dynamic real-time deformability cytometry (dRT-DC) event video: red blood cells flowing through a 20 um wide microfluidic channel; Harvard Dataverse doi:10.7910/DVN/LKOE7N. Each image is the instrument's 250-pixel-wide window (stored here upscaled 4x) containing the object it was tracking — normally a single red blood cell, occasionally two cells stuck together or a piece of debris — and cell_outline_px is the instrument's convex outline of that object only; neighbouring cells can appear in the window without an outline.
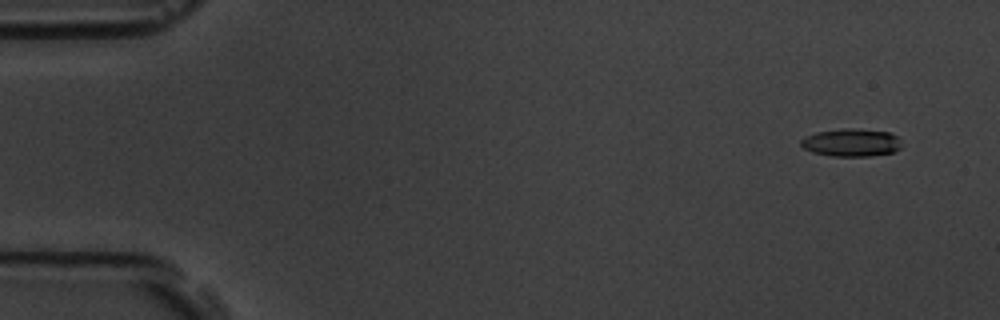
{"species": "common noctule bat (a hibernating species)", "species_latin": "Nyctalus noctula", "temperature_condition": "room temperature", "stored_images_in_passage": 6, "camera_frame_rate_fps": 3000, "um_per_image_px": 0.085, "animal": {"sex": "male", "body_mass_g": 19.5, "forearm_length_mm": 54.6}, "frame": {"image": 1, "passage_image": 1, "time_ms": 0.0, "image_size_px": [1000, 320], "cell_outline_px": [[900, 148], [896, 152], [872, 156], [832, 156], [812, 152], [804, 148], [800, 144], [800, 140], [816, 132], [840, 128], [852, 128], [888, 132], [896, 136], [900, 140]], "centroid_in_image_um": [72.37, 12.12], "position_along_channel_um": 12.6, "area_um2": 16.36}}
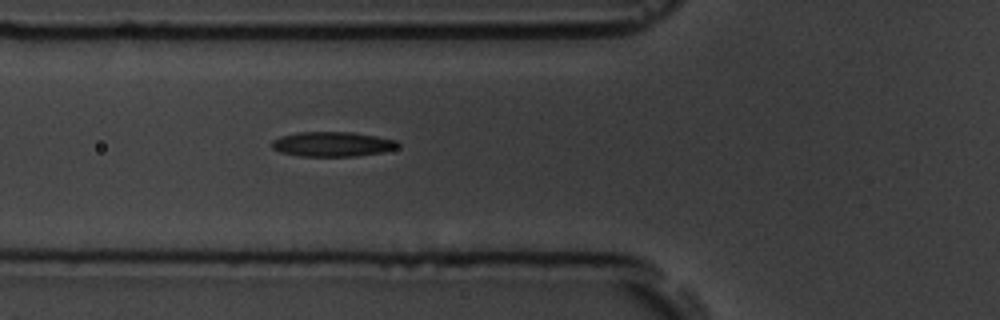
{"frame": {"image": 2, "passage_image": 6, "time_ms": 5.667, "image_size_px": [1000, 320], "cell_outline_px": [[400, 148], [384, 152], [356, 156], [300, 156], [280, 152], [272, 148], [272, 140], [280, 136], [296, 132], [352, 132], [376, 136], [396, 140], [400, 144]], "centroid_in_image_um": [28.28, 12.25], "position_along_channel_um": 97.5, "area_um2": 18.38}}